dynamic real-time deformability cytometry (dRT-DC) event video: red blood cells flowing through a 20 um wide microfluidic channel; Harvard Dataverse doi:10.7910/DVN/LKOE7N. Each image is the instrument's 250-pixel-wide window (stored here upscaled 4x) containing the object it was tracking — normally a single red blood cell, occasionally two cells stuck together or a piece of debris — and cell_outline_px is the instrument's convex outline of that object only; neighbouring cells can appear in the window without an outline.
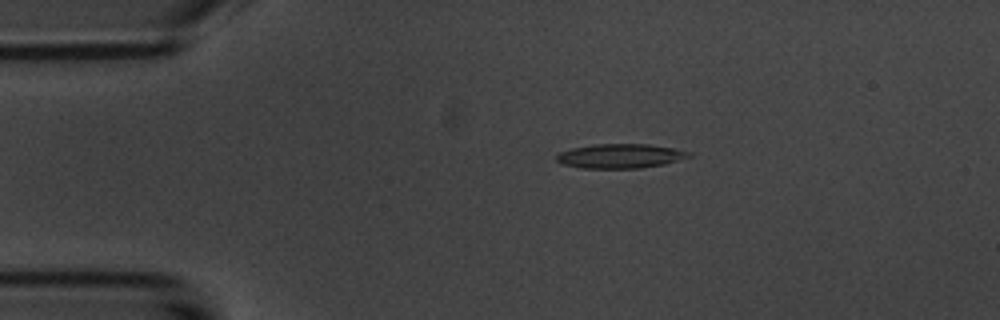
{"species": "common noctule bat (a hibernating species)", "species_latin": "Nyctalus noctula", "temperature_condition": "room temperature", "stored_images_in_passage": 5, "camera_frame_rate_fps": 3000, "um_per_image_px": 0.085, "animal": {"sex": "male", "body_mass_g": 20.1, "forearm_length_mm": 53.5}, "frame": {"image": 1, "passage_image": 2, "time_ms": 2.0, "image_size_px": [1000, 320], "cell_outline_px": [[692, 156], [664, 164], [640, 168], [580, 168], [560, 164], [556, 160], [556, 156], [560, 152], [572, 148], [592, 144], [648, 144], [672, 148], [692, 152]], "centroid_in_image_um": [52.69, 13.26], "position_along_channel_um": 32.3, "area_um2": 18.84}}
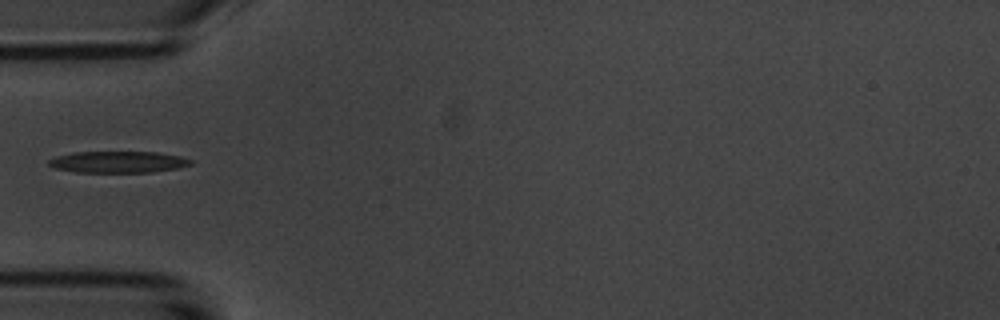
{"frame": {"image": 2, "passage_image": 4, "time_ms": 4.333, "image_size_px": [1000, 320], "cell_outline_px": [[192, 164], [176, 168], [152, 172], [76, 172], [56, 168], [48, 164], [48, 160], [56, 156], [72, 152], [156, 152], [180, 156], [192, 160]], "centroid_in_image_um": [10.02, 13.76], "position_along_channel_um": 75.0, "area_um2": 17.69}}